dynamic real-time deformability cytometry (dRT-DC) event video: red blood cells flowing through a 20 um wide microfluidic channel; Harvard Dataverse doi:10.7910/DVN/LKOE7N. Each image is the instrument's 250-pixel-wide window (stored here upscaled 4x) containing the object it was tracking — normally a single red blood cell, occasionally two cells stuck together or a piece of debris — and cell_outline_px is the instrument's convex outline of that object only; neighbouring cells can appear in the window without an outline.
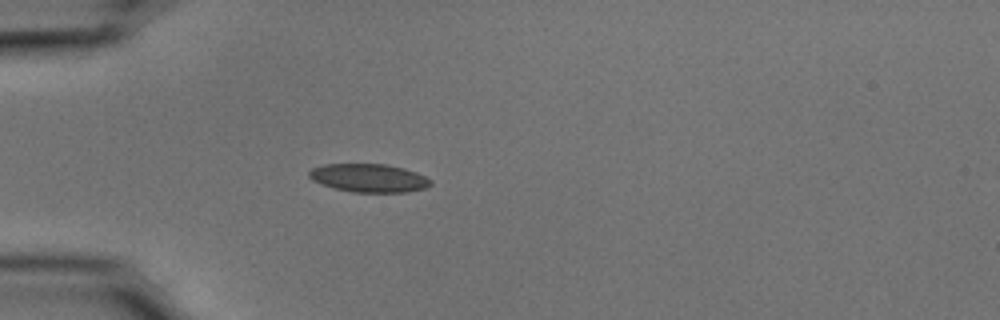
{"species": "common noctule bat (a hibernating species)", "species_latin": "Nyctalus noctula", "temperature_condition": "cold", "stored_images_in_passage": 39, "camera_frame_rate_fps": 3000, "um_per_image_px": 0.085, "animal": {"sex": "male", "body_mass_g": 15.6}, "frame": {"image": 1, "passage_image": 1, "time_ms": 0.0, "image_size_px": [1000, 320], "cell_outline_px": [[432, 184], [424, 188], [408, 192], [352, 192], [336, 188], [312, 180], [308, 176], [308, 172], [312, 168], [324, 164], [388, 164], [404, 168], [416, 172], [432, 180]], "centroid_in_image_um": [31.37, 15.12], "position_along_channel_um": 53.6, "area_um2": 20.0}}
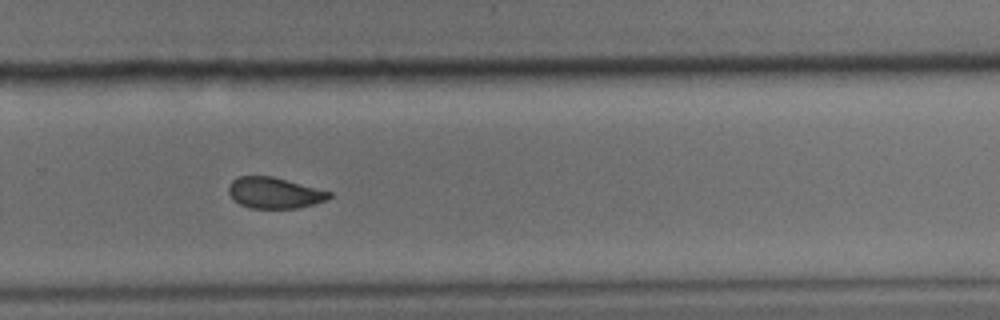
{"frame": {"image": 2, "passage_image": 22, "time_ms": 7.0, "image_size_px": [1000, 320], "cell_outline_px": [[332, 196], [324, 200], [312, 204], [296, 208], [248, 208], [232, 200], [228, 192], [228, 184], [232, 180], [240, 176], [272, 176], [332, 192]], "centroid_in_image_um": [23.27, 16.39], "position_along_channel_um": 306.5, "area_um2": 18.15}}
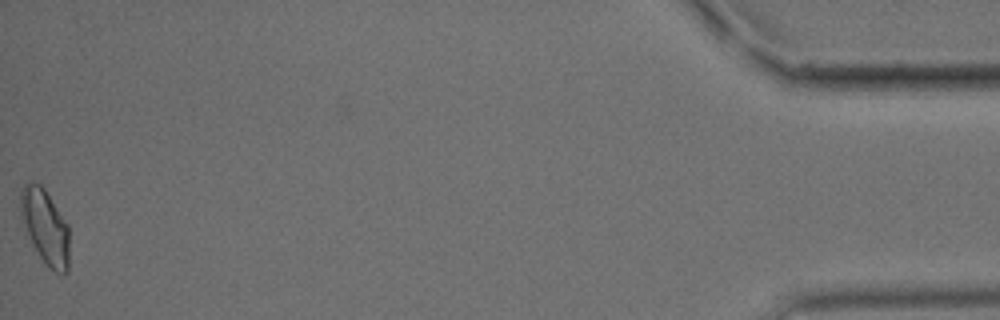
{"frame": {"image": 3, "passage_image": 39, "time_ms": 12.667, "image_size_px": [1000, 320], "cell_outline_px": [[68, 272], [60, 276], [48, 268], [40, 256], [24, 224], [20, 212], [20, 192], [24, 184], [28, 180], [32, 180], [40, 184], [44, 188], [68, 224]], "centroid_in_image_um": [3.85, 19.25], "position_along_channel_um": 431.3, "area_um2": 21.1}, "authors_computed_cell_mechanics": {"area_um2": 19.4786, "velocity_mm_per_s": 3.7616, "shape_relaxation_time_tau1_ms": 7.2023, "shape_relaxation_time_tau2_ms": 3.9594, "deformation_change_tau1": 0.1417, "deformation_change_tau2": 0.0769}}